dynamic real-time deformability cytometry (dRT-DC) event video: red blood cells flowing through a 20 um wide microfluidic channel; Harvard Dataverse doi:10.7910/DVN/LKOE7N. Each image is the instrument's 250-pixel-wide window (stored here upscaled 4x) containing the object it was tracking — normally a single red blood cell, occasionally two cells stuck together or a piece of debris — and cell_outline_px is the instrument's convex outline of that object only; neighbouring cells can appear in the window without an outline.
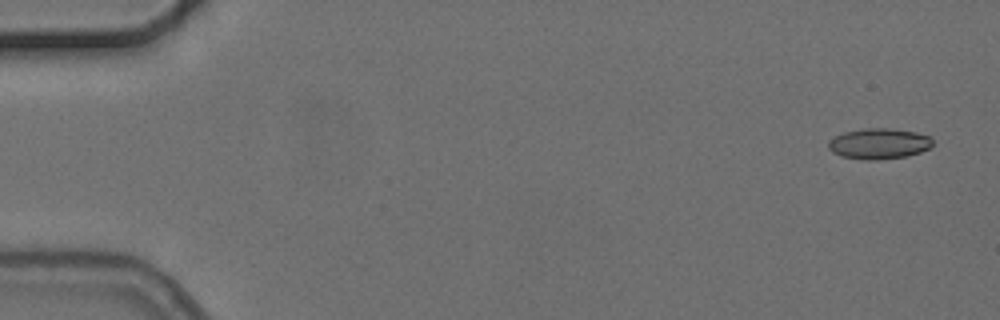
{"species": "common noctule bat (a hibernating species)", "species_latin": "Nyctalus noctula", "temperature_condition": "cold", "stored_images_in_passage": 3, "segment_of_instrument_passage": [2, 2], "camera_frame_rate_fps": 3000, "um_per_image_px": 0.085, "animal": {"sex": "female", "body_mass_g": 24.6, "forearm_length_mm": 56.2}, "frame": {"image": 1, "passage_image": 3, "time_ms": 3.667, "image_size_px": [1000, 320], "cell_outline_px": [[932, 144], [928, 148], [920, 152], [908, 156], [876, 160], [864, 160], [840, 156], [832, 152], [828, 148], [828, 140], [844, 132], [864, 128], [888, 128], [916, 132], [928, 136], [932, 140]], "centroid_in_image_um": [74.67, 12.22], "position_along_channel_um": 10.3, "area_um2": 18.67}}